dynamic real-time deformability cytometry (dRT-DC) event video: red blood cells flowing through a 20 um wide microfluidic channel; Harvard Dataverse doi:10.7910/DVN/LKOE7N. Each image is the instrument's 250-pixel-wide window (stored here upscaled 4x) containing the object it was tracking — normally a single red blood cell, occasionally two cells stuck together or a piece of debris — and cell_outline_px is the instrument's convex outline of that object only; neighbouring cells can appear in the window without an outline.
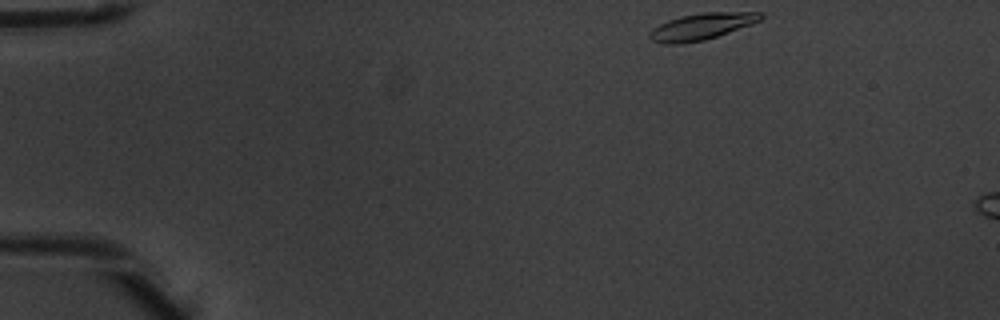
{"species": "common noctule bat (a hibernating species)", "species_latin": "Nyctalus noctula", "temperature_condition": "warm", "stored_images_in_passage": 3, "camera_frame_rate_fps": 3000, "um_per_image_px": 0.085, "animal": {"sex": "male", "body_mass_g": 20.1, "forearm_length_mm": 53.5}, "frame": {"image": 1, "passage_image": 1, "time_ms": 0.0, "image_size_px": [1000, 320], "cell_outline_px": [[764, 16], [760, 20], [752, 24], [704, 40], [680, 44], [664, 44], [652, 40], [648, 36], [648, 32], [652, 28], [668, 20], [680, 16], [704, 12], [764, 12]], "centroid_in_image_um": [59.61, 2.24], "position_along_channel_um": 25.4, "area_um2": 17.17}}